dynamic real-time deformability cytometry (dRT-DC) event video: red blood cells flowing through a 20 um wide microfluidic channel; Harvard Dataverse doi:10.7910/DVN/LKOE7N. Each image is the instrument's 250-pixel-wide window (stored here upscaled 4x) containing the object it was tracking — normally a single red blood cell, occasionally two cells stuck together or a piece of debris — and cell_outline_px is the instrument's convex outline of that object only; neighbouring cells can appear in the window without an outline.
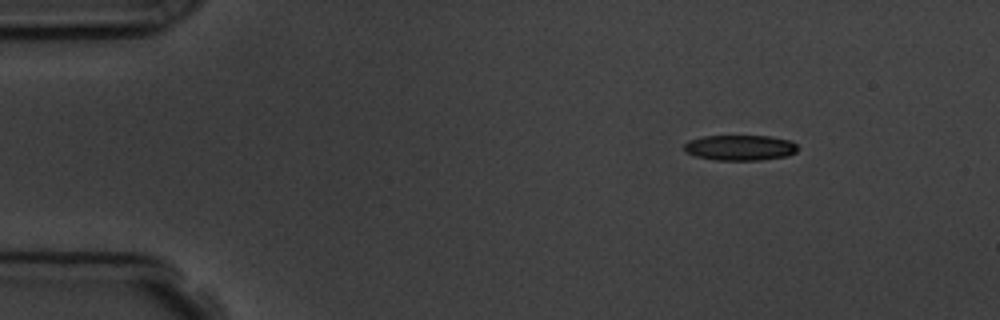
{"species": "common noctule bat (a hibernating species)", "species_latin": "Nyctalus noctula", "temperature_condition": "room temperature", "stored_images_in_passage": 5, "camera_frame_rate_fps": 3000, "um_per_image_px": 0.085, "animal": {"sex": "male", "body_mass_g": 19.5, "forearm_length_mm": 54.6}, "frame": {"image": 1, "passage_image": 1, "time_ms": 0.0, "image_size_px": [1000, 320], "cell_outline_px": [[800, 148], [796, 152], [788, 156], [760, 160], [712, 160], [696, 156], [684, 152], [684, 144], [688, 140], [704, 136], [768, 136], [792, 140]], "centroid_in_image_um": [62.92, 12.55], "position_along_channel_um": 22.1, "area_um2": 17.11}}